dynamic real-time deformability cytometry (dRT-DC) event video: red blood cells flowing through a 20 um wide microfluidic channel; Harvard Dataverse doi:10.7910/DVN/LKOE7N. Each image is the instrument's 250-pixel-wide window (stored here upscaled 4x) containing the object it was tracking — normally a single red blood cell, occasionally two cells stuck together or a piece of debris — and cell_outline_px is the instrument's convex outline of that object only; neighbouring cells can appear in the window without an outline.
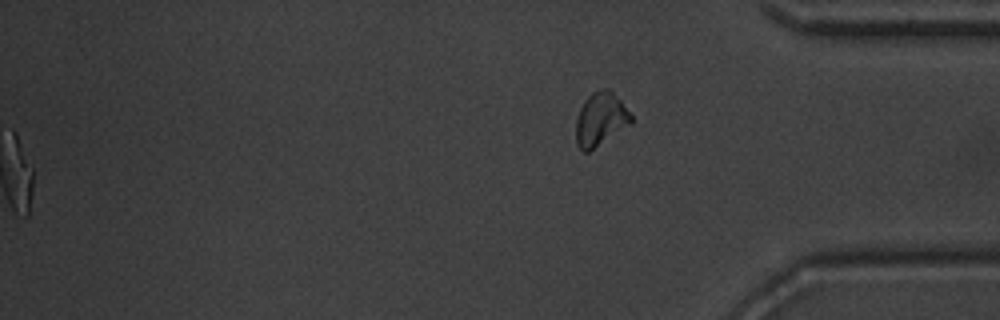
{"species": "common noctule bat (a hibernating species)", "species_latin": "Nyctalus noctula", "temperature_condition": "warm", "stored_images_in_passage": 52, "segment_of_instrument_passage": [2, 2], "camera_frame_rate_fps": 3000, "um_per_image_px": 0.085, "animal": {"sex": "male", "body_mass_g": 20.1, "forearm_length_mm": 53.5}, "frame": {"image": 1, "passage_image": 52, "time_ms": 17.0, "image_size_px": [1000, 320], "cell_outline_px": [[632, 120], [628, 124], [588, 152], [584, 152], [576, 144], [576, 120], [580, 108], [584, 100], [592, 92], [600, 88], [608, 88], [620, 100], [632, 116]], "centroid_in_image_um": [51.0, 10.1], "position_along_channel_um": 384.2, "area_um2": 16.7}}